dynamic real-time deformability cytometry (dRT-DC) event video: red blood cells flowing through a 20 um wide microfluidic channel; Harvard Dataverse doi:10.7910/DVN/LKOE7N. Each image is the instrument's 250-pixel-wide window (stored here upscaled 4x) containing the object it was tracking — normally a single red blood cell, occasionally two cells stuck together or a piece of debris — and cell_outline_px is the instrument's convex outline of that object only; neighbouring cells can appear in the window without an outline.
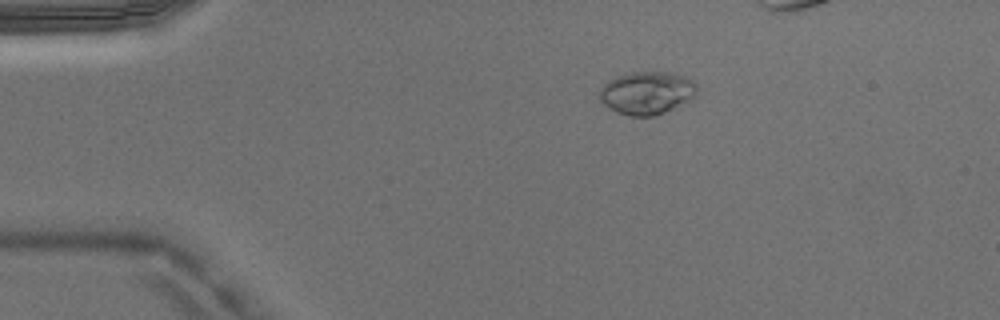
{"species": "Egyptian fruit bat (a non-hibernating species)", "species_latin": "Rousettus aegyptiacus", "temperature_condition": "warm", "stored_images_in_passage": 6, "camera_frame_rate_fps": 3000, "um_per_image_px": 0.085, "animal": {"sex": "male"}, "frame": {"image": 1, "passage_image": 2, "time_ms": 0.333, "image_size_px": [1000, 320], "cell_outline_px": [[696, 96], [692, 100], [676, 108], [656, 116], [632, 116], [616, 112], [604, 104], [600, 100], [600, 88], [608, 80], [616, 76], [632, 72], [676, 72], [692, 80], [696, 84]], "centroid_in_image_um": [55.02, 7.9], "position_along_channel_um": 30.0, "area_um2": 24.68}}